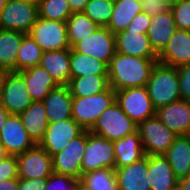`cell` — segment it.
<instances>
[{
	"label": "cell",
	"instance_id": "obj_2",
	"mask_svg": "<svg viewBox=\"0 0 190 190\" xmlns=\"http://www.w3.org/2000/svg\"><path fill=\"white\" fill-rule=\"evenodd\" d=\"M146 88L156 110L180 100L177 68L157 63L151 72Z\"/></svg>",
	"mask_w": 190,
	"mask_h": 190
},
{
	"label": "cell",
	"instance_id": "obj_17",
	"mask_svg": "<svg viewBox=\"0 0 190 190\" xmlns=\"http://www.w3.org/2000/svg\"><path fill=\"white\" fill-rule=\"evenodd\" d=\"M158 63L178 68L190 64V31L177 29L164 50L158 55Z\"/></svg>",
	"mask_w": 190,
	"mask_h": 190
},
{
	"label": "cell",
	"instance_id": "obj_5",
	"mask_svg": "<svg viewBox=\"0 0 190 190\" xmlns=\"http://www.w3.org/2000/svg\"><path fill=\"white\" fill-rule=\"evenodd\" d=\"M114 143L86 130V147L82 160V175L103 168L114 169Z\"/></svg>",
	"mask_w": 190,
	"mask_h": 190
},
{
	"label": "cell",
	"instance_id": "obj_10",
	"mask_svg": "<svg viewBox=\"0 0 190 190\" xmlns=\"http://www.w3.org/2000/svg\"><path fill=\"white\" fill-rule=\"evenodd\" d=\"M85 147L86 130L80 136L72 139L61 152L52 156L53 172L81 179V164Z\"/></svg>",
	"mask_w": 190,
	"mask_h": 190
},
{
	"label": "cell",
	"instance_id": "obj_6",
	"mask_svg": "<svg viewBox=\"0 0 190 190\" xmlns=\"http://www.w3.org/2000/svg\"><path fill=\"white\" fill-rule=\"evenodd\" d=\"M38 18V4L25 0H8L0 14V29L26 34Z\"/></svg>",
	"mask_w": 190,
	"mask_h": 190
},
{
	"label": "cell",
	"instance_id": "obj_48",
	"mask_svg": "<svg viewBox=\"0 0 190 190\" xmlns=\"http://www.w3.org/2000/svg\"><path fill=\"white\" fill-rule=\"evenodd\" d=\"M6 74H7V71L0 68V99H1V93L4 87Z\"/></svg>",
	"mask_w": 190,
	"mask_h": 190
},
{
	"label": "cell",
	"instance_id": "obj_23",
	"mask_svg": "<svg viewBox=\"0 0 190 190\" xmlns=\"http://www.w3.org/2000/svg\"><path fill=\"white\" fill-rule=\"evenodd\" d=\"M147 175L151 190H171L178 183V179L164 155L148 156Z\"/></svg>",
	"mask_w": 190,
	"mask_h": 190
},
{
	"label": "cell",
	"instance_id": "obj_7",
	"mask_svg": "<svg viewBox=\"0 0 190 190\" xmlns=\"http://www.w3.org/2000/svg\"><path fill=\"white\" fill-rule=\"evenodd\" d=\"M145 155H164L178 137L155 115L140 123L137 128Z\"/></svg>",
	"mask_w": 190,
	"mask_h": 190
},
{
	"label": "cell",
	"instance_id": "obj_36",
	"mask_svg": "<svg viewBox=\"0 0 190 190\" xmlns=\"http://www.w3.org/2000/svg\"><path fill=\"white\" fill-rule=\"evenodd\" d=\"M113 9L114 2L89 0L82 12L89 16L99 27H107L111 20Z\"/></svg>",
	"mask_w": 190,
	"mask_h": 190
},
{
	"label": "cell",
	"instance_id": "obj_54",
	"mask_svg": "<svg viewBox=\"0 0 190 190\" xmlns=\"http://www.w3.org/2000/svg\"><path fill=\"white\" fill-rule=\"evenodd\" d=\"M25 1L32 2V3H35V4H38L40 2V0H25Z\"/></svg>",
	"mask_w": 190,
	"mask_h": 190
},
{
	"label": "cell",
	"instance_id": "obj_51",
	"mask_svg": "<svg viewBox=\"0 0 190 190\" xmlns=\"http://www.w3.org/2000/svg\"><path fill=\"white\" fill-rule=\"evenodd\" d=\"M8 0H0V14L3 11L5 4L7 3Z\"/></svg>",
	"mask_w": 190,
	"mask_h": 190
},
{
	"label": "cell",
	"instance_id": "obj_49",
	"mask_svg": "<svg viewBox=\"0 0 190 190\" xmlns=\"http://www.w3.org/2000/svg\"><path fill=\"white\" fill-rule=\"evenodd\" d=\"M8 154L6 153L4 147L0 144V160L5 158Z\"/></svg>",
	"mask_w": 190,
	"mask_h": 190
},
{
	"label": "cell",
	"instance_id": "obj_12",
	"mask_svg": "<svg viewBox=\"0 0 190 190\" xmlns=\"http://www.w3.org/2000/svg\"><path fill=\"white\" fill-rule=\"evenodd\" d=\"M32 102L22 74L17 71H7L0 104L11 115H20Z\"/></svg>",
	"mask_w": 190,
	"mask_h": 190
},
{
	"label": "cell",
	"instance_id": "obj_43",
	"mask_svg": "<svg viewBox=\"0 0 190 190\" xmlns=\"http://www.w3.org/2000/svg\"><path fill=\"white\" fill-rule=\"evenodd\" d=\"M46 179H23L18 178L19 190H44Z\"/></svg>",
	"mask_w": 190,
	"mask_h": 190
},
{
	"label": "cell",
	"instance_id": "obj_21",
	"mask_svg": "<svg viewBox=\"0 0 190 190\" xmlns=\"http://www.w3.org/2000/svg\"><path fill=\"white\" fill-rule=\"evenodd\" d=\"M177 30L170 8L152 16L147 36L154 52L159 55L166 47L173 33Z\"/></svg>",
	"mask_w": 190,
	"mask_h": 190
},
{
	"label": "cell",
	"instance_id": "obj_40",
	"mask_svg": "<svg viewBox=\"0 0 190 190\" xmlns=\"http://www.w3.org/2000/svg\"><path fill=\"white\" fill-rule=\"evenodd\" d=\"M177 70L181 99L190 102V64L179 66Z\"/></svg>",
	"mask_w": 190,
	"mask_h": 190
},
{
	"label": "cell",
	"instance_id": "obj_4",
	"mask_svg": "<svg viewBox=\"0 0 190 190\" xmlns=\"http://www.w3.org/2000/svg\"><path fill=\"white\" fill-rule=\"evenodd\" d=\"M137 128L138 125L123 112L115 101L103 111L90 131L108 140L116 141L136 132Z\"/></svg>",
	"mask_w": 190,
	"mask_h": 190
},
{
	"label": "cell",
	"instance_id": "obj_16",
	"mask_svg": "<svg viewBox=\"0 0 190 190\" xmlns=\"http://www.w3.org/2000/svg\"><path fill=\"white\" fill-rule=\"evenodd\" d=\"M159 120L178 136L190 133V102L178 100L156 110Z\"/></svg>",
	"mask_w": 190,
	"mask_h": 190
},
{
	"label": "cell",
	"instance_id": "obj_52",
	"mask_svg": "<svg viewBox=\"0 0 190 190\" xmlns=\"http://www.w3.org/2000/svg\"><path fill=\"white\" fill-rule=\"evenodd\" d=\"M171 190H184V189L179 183H177Z\"/></svg>",
	"mask_w": 190,
	"mask_h": 190
},
{
	"label": "cell",
	"instance_id": "obj_22",
	"mask_svg": "<svg viewBox=\"0 0 190 190\" xmlns=\"http://www.w3.org/2000/svg\"><path fill=\"white\" fill-rule=\"evenodd\" d=\"M20 73L33 101H43L52 89L59 86L41 65L22 70Z\"/></svg>",
	"mask_w": 190,
	"mask_h": 190
},
{
	"label": "cell",
	"instance_id": "obj_26",
	"mask_svg": "<svg viewBox=\"0 0 190 190\" xmlns=\"http://www.w3.org/2000/svg\"><path fill=\"white\" fill-rule=\"evenodd\" d=\"M113 143L116 158L114 169L130 165L145 156L138 130Z\"/></svg>",
	"mask_w": 190,
	"mask_h": 190
},
{
	"label": "cell",
	"instance_id": "obj_25",
	"mask_svg": "<svg viewBox=\"0 0 190 190\" xmlns=\"http://www.w3.org/2000/svg\"><path fill=\"white\" fill-rule=\"evenodd\" d=\"M19 116L29 137L35 144H39L48 126L43 101H33Z\"/></svg>",
	"mask_w": 190,
	"mask_h": 190
},
{
	"label": "cell",
	"instance_id": "obj_15",
	"mask_svg": "<svg viewBox=\"0 0 190 190\" xmlns=\"http://www.w3.org/2000/svg\"><path fill=\"white\" fill-rule=\"evenodd\" d=\"M0 144L8 155H19L36 144L29 137L19 115H9L0 131Z\"/></svg>",
	"mask_w": 190,
	"mask_h": 190
},
{
	"label": "cell",
	"instance_id": "obj_38",
	"mask_svg": "<svg viewBox=\"0 0 190 190\" xmlns=\"http://www.w3.org/2000/svg\"><path fill=\"white\" fill-rule=\"evenodd\" d=\"M80 184L81 179L53 172L46 179L44 190H76Z\"/></svg>",
	"mask_w": 190,
	"mask_h": 190
},
{
	"label": "cell",
	"instance_id": "obj_11",
	"mask_svg": "<svg viewBox=\"0 0 190 190\" xmlns=\"http://www.w3.org/2000/svg\"><path fill=\"white\" fill-rule=\"evenodd\" d=\"M72 48L109 65L116 53L115 34L107 27H98L92 35L78 41Z\"/></svg>",
	"mask_w": 190,
	"mask_h": 190
},
{
	"label": "cell",
	"instance_id": "obj_3",
	"mask_svg": "<svg viewBox=\"0 0 190 190\" xmlns=\"http://www.w3.org/2000/svg\"><path fill=\"white\" fill-rule=\"evenodd\" d=\"M116 101V93L109 87L102 93L88 97H72V118L84 129L90 131L99 116Z\"/></svg>",
	"mask_w": 190,
	"mask_h": 190
},
{
	"label": "cell",
	"instance_id": "obj_8",
	"mask_svg": "<svg viewBox=\"0 0 190 190\" xmlns=\"http://www.w3.org/2000/svg\"><path fill=\"white\" fill-rule=\"evenodd\" d=\"M116 102L123 112L137 125L156 115L146 86L115 91Z\"/></svg>",
	"mask_w": 190,
	"mask_h": 190
},
{
	"label": "cell",
	"instance_id": "obj_41",
	"mask_svg": "<svg viewBox=\"0 0 190 190\" xmlns=\"http://www.w3.org/2000/svg\"><path fill=\"white\" fill-rule=\"evenodd\" d=\"M152 17L141 12L133 17L132 21L128 24L126 31H142V34H147Z\"/></svg>",
	"mask_w": 190,
	"mask_h": 190
},
{
	"label": "cell",
	"instance_id": "obj_53",
	"mask_svg": "<svg viewBox=\"0 0 190 190\" xmlns=\"http://www.w3.org/2000/svg\"><path fill=\"white\" fill-rule=\"evenodd\" d=\"M76 190H87V189L82 184H80Z\"/></svg>",
	"mask_w": 190,
	"mask_h": 190
},
{
	"label": "cell",
	"instance_id": "obj_13",
	"mask_svg": "<svg viewBox=\"0 0 190 190\" xmlns=\"http://www.w3.org/2000/svg\"><path fill=\"white\" fill-rule=\"evenodd\" d=\"M84 131L73 118L48 123L44 137L38 145L53 156L61 152L72 139L80 136Z\"/></svg>",
	"mask_w": 190,
	"mask_h": 190
},
{
	"label": "cell",
	"instance_id": "obj_33",
	"mask_svg": "<svg viewBox=\"0 0 190 190\" xmlns=\"http://www.w3.org/2000/svg\"><path fill=\"white\" fill-rule=\"evenodd\" d=\"M87 190H118L115 169L103 168L87 172L81 177Z\"/></svg>",
	"mask_w": 190,
	"mask_h": 190
},
{
	"label": "cell",
	"instance_id": "obj_29",
	"mask_svg": "<svg viewBox=\"0 0 190 190\" xmlns=\"http://www.w3.org/2000/svg\"><path fill=\"white\" fill-rule=\"evenodd\" d=\"M141 12H143L142 0H115L107 28L114 34L125 30L133 17Z\"/></svg>",
	"mask_w": 190,
	"mask_h": 190
},
{
	"label": "cell",
	"instance_id": "obj_47",
	"mask_svg": "<svg viewBox=\"0 0 190 190\" xmlns=\"http://www.w3.org/2000/svg\"><path fill=\"white\" fill-rule=\"evenodd\" d=\"M178 183L182 186L184 190H190V174L178 180Z\"/></svg>",
	"mask_w": 190,
	"mask_h": 190
},
{
	"label": "cell",
	"instance_id": "obj_19",
	"mask_svg": "<svg viewBox=\"0 0 190 190\" xmlns=\"http://www.w3.org/2000/svg\"><path fill=\"white\" fill-rule=\"evenodd\" d=\"M116 52L143 58H158L151 47L147 34L142 31L122 30L115 34Z\"/></svg>",
	"mask_w": 190,
	"mask_h": 190
},
{
	"label": "cell",
	"instance_id": "obj_20",
	"mask_svg": "<svg viewBox=\"0 0 190 190\" xmlns=\"http://www.w3.org/2000/svg\"><path fill=\"white\" fill-rule=\"evenodd\" d=\"M48 123L72 118V95L68 85L52 89L43 100Z\"/></svg>",
	"mask_w": 190,
	"mask_h": 190
},
{
	"label": "cell",
	"instance_id": "obj_32",
	"mask_svg": "<svg viewBox=\"0 0 190 190\" xmlns=\"http://www.w3.org/2000/svg\"><path fill=\"white\" fill-rule=\"evenodd\" d=\"M67 36L72 48L78 41L92 35L99 27L83 12H73L66 21Z\"/></svg>",
	"mask_w": 190,
	"mask_h": 190
},
{
	"label": "cell",
	"instance_id": "obj_28",
	"mask_svg": "<svg viewBox=\"0 0 190 190\" xmlns=\"http://www.w3.org/2000/svg\"><path fill=\"white\" fill-rule=\"evenodd\" d=\"M25 33L0 29V68L17 71V55Z\"/></svg>",
	"mask_w": 190,
	"mask_h": 190
},
{
	"label": "cell",
	"instance_id": "obj_45",
	"mask_svg": "<svg viewBox=\"0 0 190 190\" xmlns=\"http://www.w3.org/2000/svg\"><path fill=\"white\" fill-rule=\"evenodd\" d=\"M0 190H19L18 178L0 181Z\"/></svg>",
	"mask_w": 190,
	"mask_h": 190
},
{
	"label": "cell",
	"instance_id": "obj_24",
	"mask_svg": "<svg viewBox=\"0 0 190 190\" xmlns=\"http://www.w3.org/2000/svg\"><path fill=\"white\" fill-rule=\"evenodd\" d=\"M40 65L58 85H68L70 73V48L42 53Z\"/></svg>",
	"mask_w": 190,
	"mask_h": 190
},
{
	"label": "cell",
	"instance_id": "obj_1",
	"mask_svg": "<svg viewBox=\"0 0 190 190\" xmlns=\"http://www.w3.org/2000/svg\"><path fill=\"white\" fill-rule=\"evenodd\" d=\"M158 58L115 53L108 65L109 87L115 91L146 86Z\"/></svg>",
	"mask_w": 190,
	"mask_h": 190
},
{
	"label": "cell",
	"instance_id": "obj_18",
	"mask_svg": "<svg viewBox=\"0 0 190 190\" xmlns=\"http://www.w3.org/2000/svg\"><path fill=\"white\" fill-rule=\"evenodd\" d=\"M118 190H151L148 179V156L115 169Z\"/></svg>",
	"mask_w": 190,
	"mask_h": 190
},
{
	"label": "cell",
	"instance_id": "obj_44",
	"mask_svg": "<svg viewBox=\"0 0 190 190\" xmlns=\"http://www.w3.org/2000/svg\"><path fill=\"white\" fill-rule=\"evenodd\" d=\"M72 12H82L89 0H67Z\"/></svg>",
	"mask_w": 190,
	"mask_h": 190
},
{
	"label": "cell",
	"instance_id": "obj_34",
	"mask_svg": "<svg viewBox=\"0 0 190 190\" xmlns=\"http://www.w3.org/2000/svg\"><path fill=\"white\" fill-rule=\"evenodd\" d=\"M42 49L28 33L24 34L18 49L17 72L40 65Z\"/></svg>",
	"mask_w": 190,
	"mask_h": 190
},
{
	"label": "cell",
	"instance_id": "obj_39",
	"mask_svg": "<svg viewBox=\"0 0 190 190\" xmlns=\"http://www.w3.org/2000/svg\"><path fill=\"white\" fill-rule=\"evenodd\" d=\"M17 155H7L0 160V181L18 177Z\"/></svg>",
	"mask_w": 190,
	"mask_h": 190
},
{
	"label": "cell",
	"instance_id": "obj_42",
	"mask_svg": "<svg viewBox=\"0 0 190 190\" xmlns=\"http://www.w3.org/2000/svg\"><path fill=\"white\" fill-rule=\"evenodd\" d=\"M143 12L149 14L151 17L165 12L169 6L157 0H142Z\"/></svg>",
	"mask_w": 190,
	"mask_h": 190
},
{
	"label": "cell",
	"instance_id": "obj_35",
	"mask_svg": "<svg viewBox=\"0 0 190 190\" xmlns=\"http://www.w3.org/2000/svg\"><path fill=\"white\" fill-rule=\"evenodd\" d=\"M39 18L66 22L73 13L67 0H40L38 3Z\"/></svg>",
	"mask_w": 190,
	"mask_h": 190
},
{
	"label": "cell",
	"instance_id": "obj_14",
	"mask_svg": "<svg viewBox=\"0 0 190 190\" xmlns=\"http://www.w3.org/2000/svg\"><path fill=\"white\" fill-rule=\"evenodd\" d=\"M18 177L23 179H47L53 173L52 156L36 144L17 155Z\"/></svg>",
	"mask_w": 190,
	"mask_h": 190
},
{
	"label": "cell",
	"instance_id": "obj_31",
	"mask_svg": "<svg viewBox=\"0 0 190 190\" xmlns=\"http://www.w3.org/2000/svg\"><path fill=\"white\" fill-rule=\"evenodd\" d=\"M71 78L85 75H108V65L90 55H84L70 48Z\"/></svg>",
	"mask_w": 190,
	"mask_h": 190
},
{
	"label": "cell",
	"instance_id": "obj_46",
	"mask_svg": "<svg viewBox=\"0 0 190 190\" xmlns=\"http://www.w3.org/2000/svg\"><path fill=\"white\" fill-rule=\"evenodd\" d=\"M9 115L10 113L8 112V110L0 104V131Z\"/></svg>",
	"mask_w": 190,
	"mask_h": 190
},
{
	"label": "cell",
	"instance_id": "obj_37",
	"mask_svg": "<svg viewBox=\"0 0 190 190\" xmlns=\"http://www.w3.org/2000/svg\"><path fill=\"white\" fill-rule=\"evenodd\" d=\"M169 8L177 29L190 31V0H177Z\"/></svg>",
	"mask_w": 190,
	"mask_h": 190
},
{
	"label": "cell",
	"instance_id": "obj_30",
	"mask_svg": "<svg viewBox=\"0 0 190 190\" xmlns=\"http://www.w3.org/2000/svg\"><path fill=\"white\" fill-rule=\"evenodd\" d=\"M72 97H88L109 88L108 75H85L70 78L68 84Z\"/></svg>",
	"mask_w": 190,
	"mask_h": 190
},
{
	"label": "cell",
	"instance_id": "obj_27",
	"mask_svg": "<svg viewBox=\"0 0 190 190\" xmlns=\"http://www.w3.org/2000/svg\"><path fill=\"white\" fill-rule=\"evenodd\" d=\"M175 177L180 180L190 174V137L178 136L164 154Z\"/></svg>",
	"mask_w": 190,
	"mask_h": 190
},
{
	"label": "cell",
	"instance_id": "obj_9",
	"mask_svg": "<svg viewBox=\"0 0 190 190\" xmlns=\"http://www.w3.org/2000/svg\"><path fill=\"white\" fill-rule=\"evenodd\" d=\"M28 34L34 38L43 52L71 48L66 22L38 18Z\"/></svg>",
	"mask_w": 190,
	"mask_h": 190
},
{
	"label": "cell",
	"instance_id": "obj_50",
	"mask_svg": "<svg viewBox=\"0 0 190 190\" xmlns=\"http://www.w3.org/2000/svg\"><path fill=\"white\" fill-rule=\"evenodd\" d=\"M157 1H160L162 3H165L166 5H168L169 7L175 3L177 0H157Z\"/></svg>",
	"mask_w": 190,
	"mask_h": 190
}]
</instances>
